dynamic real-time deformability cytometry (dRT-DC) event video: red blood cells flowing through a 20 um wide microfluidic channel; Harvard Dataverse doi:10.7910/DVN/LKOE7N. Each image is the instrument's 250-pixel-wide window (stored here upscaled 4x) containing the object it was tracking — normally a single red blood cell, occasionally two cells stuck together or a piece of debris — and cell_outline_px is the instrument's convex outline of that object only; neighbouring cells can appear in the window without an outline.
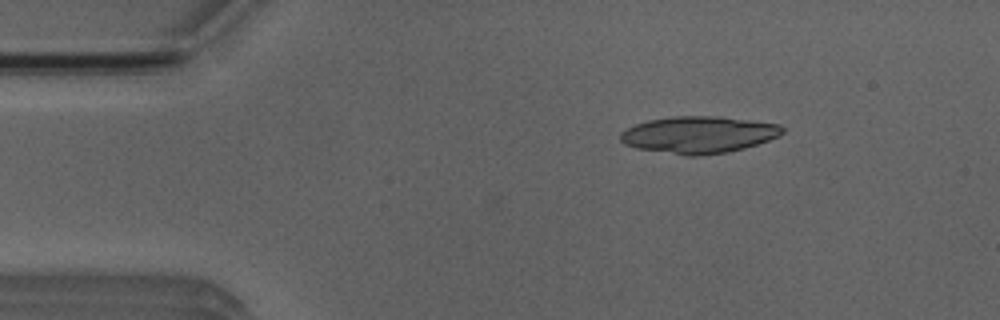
{"species": "Egyptian fruit bat (a non-hibernating species)", "species_latin": "Rousettus aegyptiacus", "temperature_condition": "room temperature", "stored_images_in_passage": 42, "camera_frame_rate_fps": 3000, "um_per_image_px": 0.085, "animal": {"sex": "male"}, "frame": {"image": 1, "passage_image": 3, "time_ms": 0.667, "image_size_px": [1000, 320], "cell_outline_px": [[784, 132], [780, 136], [744, 148], [728, 152], [700, 156], [684, 156], [636, 148], [624, 144], [620, 140], [620, 132], [636, 124], [648, 120], [672, 116], [716, 116], [780, 124], [784, 128]], "centroid_in_image_um": [59.37, 11.46], "position_along_channel_um": 25.6, "area_um2": 34.97}}
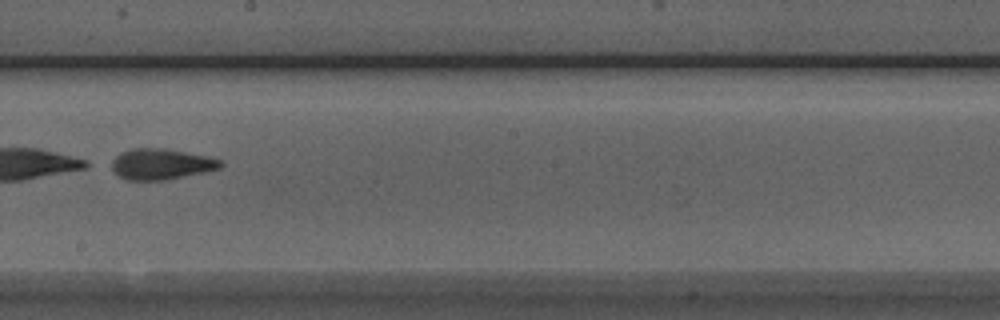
{"frame": {"image": 2, "passage_image": 24, "time_ms": 7.667, "image_size_px": [1000, 320], "cell_outline_px": [[224, 164], [220, 168], [204, 172], [168, 180], [128, 180], [120, 176], [112, 168], [112, 160], [120, 152], [132, 148], [164, 148], [208, 156], [220, 160]], "centroid_in_image_um": [13.71, 13.94], "position_along_channel_um": 234.5, "area_um2": 19.54}}
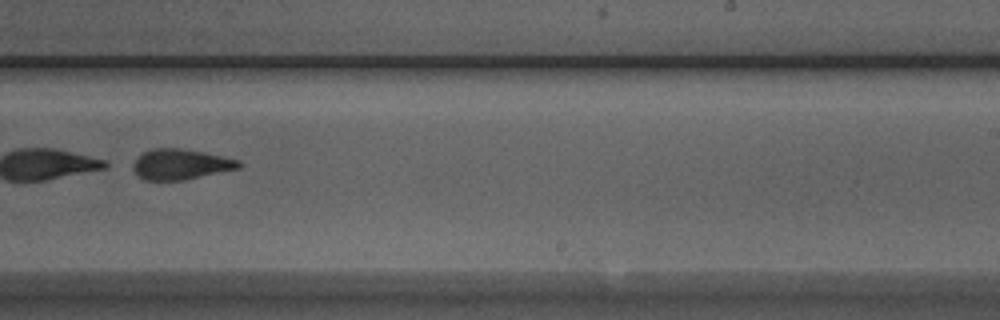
{"frame": {"image": 3, "passage_image": 27, "time_ms": 8.667, "image_size_px": [1000, 320], "cell_outline_px": [[244, 164], [240, 168], [184, 180], [144, 180], [136, 176], [132, 168], [132, 164], [144, 152], [152, 148], [180, 148], [240, 160]], "centroid_in_image_um": [15.34, 13.98], "position_along_channel_um": 273.7, "area_um2": 18.73}}